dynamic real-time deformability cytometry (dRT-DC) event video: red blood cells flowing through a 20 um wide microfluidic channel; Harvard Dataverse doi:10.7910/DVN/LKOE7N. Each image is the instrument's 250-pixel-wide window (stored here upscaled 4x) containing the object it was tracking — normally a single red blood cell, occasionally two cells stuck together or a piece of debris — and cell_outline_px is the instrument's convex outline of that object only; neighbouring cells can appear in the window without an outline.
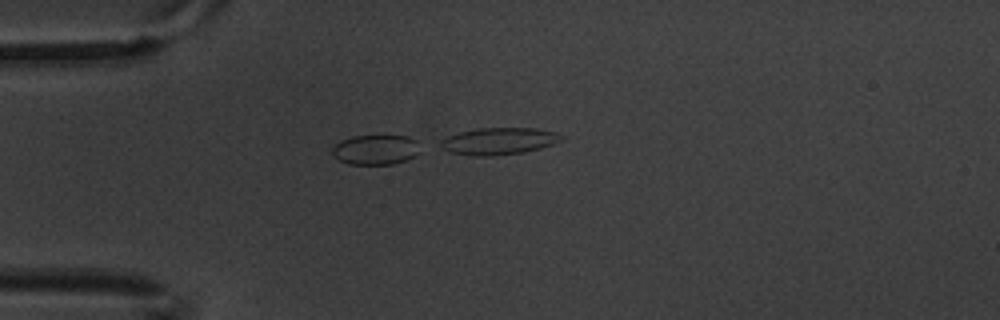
{"species": "common noctule bat (a hibernating species)", "species_latin": "Nyctalus noctula", "temperature_condition": "warm", "stored_images_in_passage": 4, "camera_frame_rate_fps": 3000, "um_per_image_px": 0.085, "animal": {"sex": "male", "body_mass_g": 20.1, "forearm_length_mm": 53.5}, "frame": {"image": 1, "passage_image": 4, "time_ms": 1.0, "image_size_px": [1000, 320], "cell_outline_px": [[420, 152], [404, 160], [392, 164], [348, 164], [332, 156], [332, 148], [340, 140], [352, 136], [408, 136], [416, 140]], "centroid_in_image_um": [31.89, 12.72], "position_along_channel_um": 53.1, "area_um2": 15.2}}